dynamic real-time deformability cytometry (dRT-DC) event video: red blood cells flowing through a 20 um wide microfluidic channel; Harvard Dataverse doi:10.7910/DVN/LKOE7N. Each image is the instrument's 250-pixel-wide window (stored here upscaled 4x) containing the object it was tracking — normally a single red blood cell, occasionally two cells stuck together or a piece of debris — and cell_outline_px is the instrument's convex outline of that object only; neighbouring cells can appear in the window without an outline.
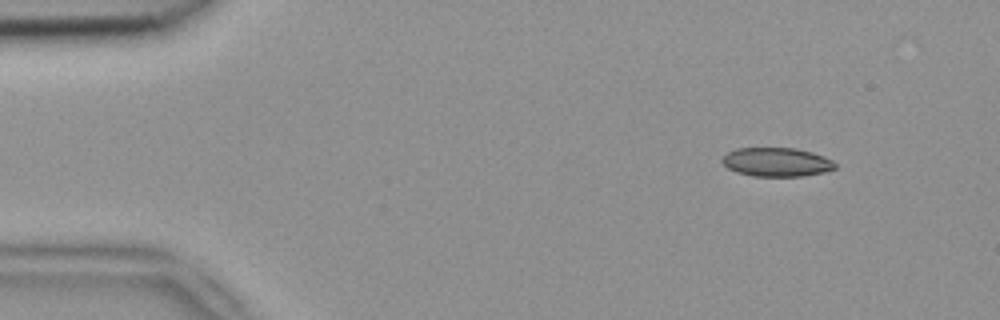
{"species": "common noctule bat (a hibernating species)", "species_latin": "Nyctalus noctula", "temperature_condition": "room temperature", "stored_images_in_passage": 37, "camera_frame_rate_fps": 3000, "um_per_image_px": 0.085, "animal": {"sex": "female", "body_mass_g": 18.4}, "frame": {"image": 1, "passage_image": 1, "time_ms": 0.0, "image_size_px": [1000, 320], "cell_outline_px": [[836, 168], [824, 172], [804, 176], [752, 176], [736, 172], [728, 168], [720, 160], [728, 152], [736, 148], [796, 148], [812, 152], [824, 156], [832, 160], [836, 164]], "centroid_in_image_um": [66.02, 13.77], "position_along_channel_um": 19.0, "area_um2": 19.07}}
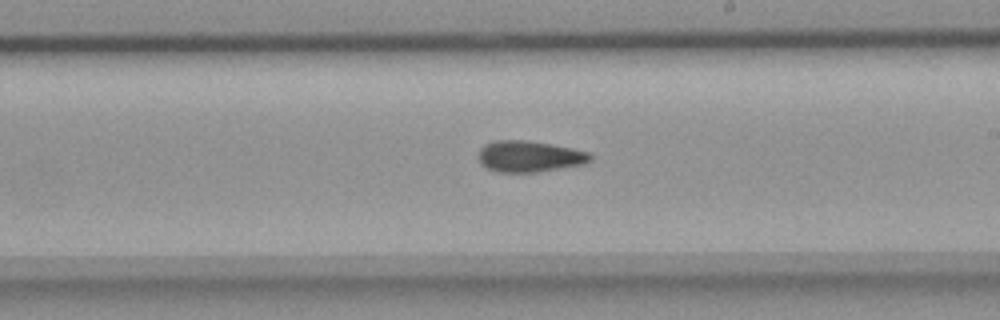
{"frame": {"image": 2, "passage_image": 25, "time_ms": 8.0, "image_size_px": [1000, 320], "cell_outline_px": [[592, 160], [584, 164], [536, 172], [496, 172], [480, 164], [476, 156], [480, 148], [484, 144], [496, 140], [524, 140], [572, 148], [588, 152], [592, 156]], "centroid_in_image_um": [44.94, 13.3], "position_along_channel_um": 244.1, "area_um2": 20.4}}
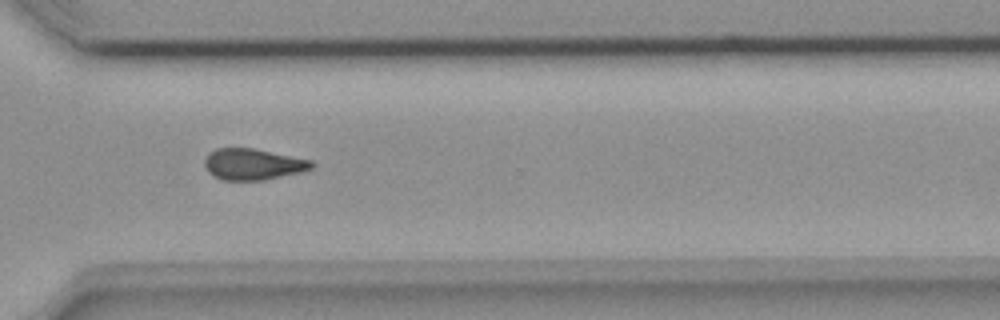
{"frame": {"image": 3, "passage_image": 33, "time_ms": 10.667, "image_size_px": [1000, 320], "cell_outline_px": [[316, 164], [312, 168], [300, 172], [264, 180], [224, 180], [212, 176], [208, 172], [204, 164], [204, 160], [208, 152], [216, 148], [252, 148], [312, 160]], "centroid_in_image_um": [21.48, 13.96], "position_along_channel_um": 349.1, "area_um2": 19.54}}